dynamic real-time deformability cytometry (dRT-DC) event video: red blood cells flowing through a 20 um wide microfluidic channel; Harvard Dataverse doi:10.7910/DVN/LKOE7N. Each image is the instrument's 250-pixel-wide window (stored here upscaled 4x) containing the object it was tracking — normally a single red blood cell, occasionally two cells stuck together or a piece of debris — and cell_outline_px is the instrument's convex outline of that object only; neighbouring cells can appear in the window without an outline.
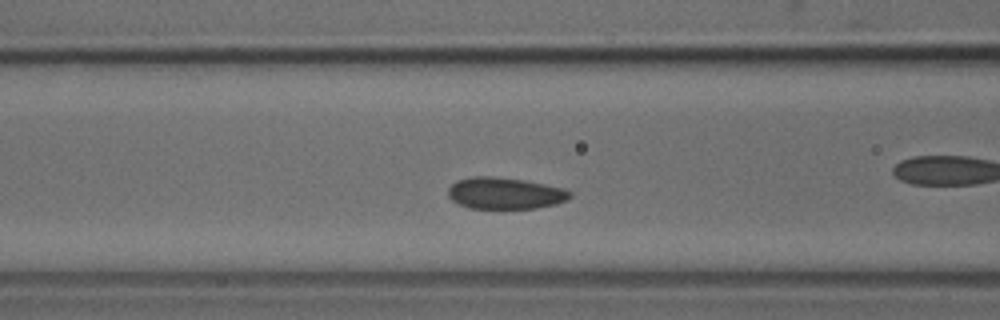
{"species": "common noctule bat (a hibernating species)", "species_latin": "Nyctalus noctula", "temperature_condition": "cold", "stored_images_in_passage": 30, "camera_frame_rate_fps": 3000, "um_per_image_px": 0.085, "animal": {"sex": "male", "body_mass_g": 18.8}, "frame": {"image": 1, "passage_image": 9, "time_ms": 2.667, "image_size_px": [1000, 320], "cell_outline_px": [[572, 196], [568, 200], [556, 204], [536, 208], [468, 208], [452, 200], [448, 196], [448, 188], [456, 180], [472, 176], [492, 176], [524, 180], [564, 188], [572, 192]], "centroid_in_image_um": [42.93, 16.42], "position_along_channel_um": 123.7, "area_um2": 22.54}}